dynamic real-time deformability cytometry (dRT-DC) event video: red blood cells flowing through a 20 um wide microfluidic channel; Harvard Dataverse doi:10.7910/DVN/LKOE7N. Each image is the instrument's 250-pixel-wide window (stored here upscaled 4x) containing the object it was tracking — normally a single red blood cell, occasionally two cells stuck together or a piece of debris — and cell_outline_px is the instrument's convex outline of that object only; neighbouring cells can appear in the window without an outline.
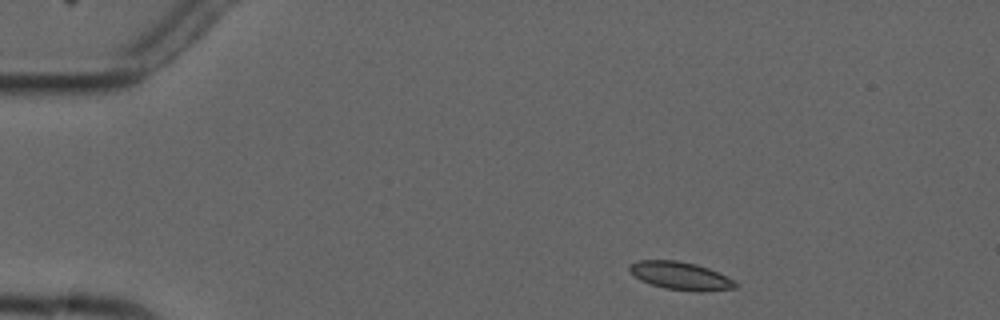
{"species": "common noctule bat (a hibernating species)", "species_latin": "Nyctalus noctula", "temperature_condition": "cold", "stored_images_in_passage": 3, "camera_frame_rate_fps": 3000, "um_per_image_px": 0.085, "animal": {"sex": "male", "forearm_length_mm": 52.5}, "frame": {"image": 1, "passage_image": 1, "time_ms": 0.0, "image_size_px": [1000, 320], "cell_outline_px": [[740, 284], [736, 288], [700, 292], [696, 292], [664, 288], [640, 280], [628, 268], [628, 264], [636, 260], [676, 260], [696, 264], [708, 268]], "centroid_in_image_um": [57.83, 23.44], "position_along_channel_um": 27.2, "area_um2": 17.17}}